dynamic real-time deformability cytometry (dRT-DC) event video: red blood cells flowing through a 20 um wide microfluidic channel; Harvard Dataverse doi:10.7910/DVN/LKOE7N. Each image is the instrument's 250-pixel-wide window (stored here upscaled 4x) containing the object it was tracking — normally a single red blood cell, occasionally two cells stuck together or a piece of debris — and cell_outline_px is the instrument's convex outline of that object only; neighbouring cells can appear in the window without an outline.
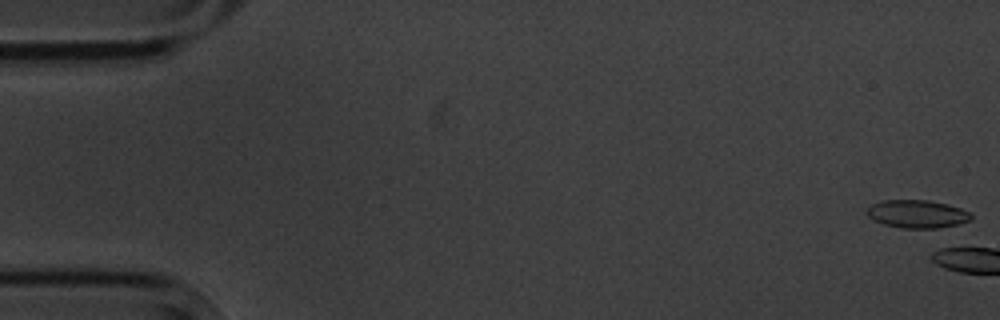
{"species": "common noctule bat (a hibernating species)", "species_latin": "Nyctalus noctula", "temperature_condition": "cold", "stored_images_in_passage": 6, "camera_frame_rate_fps": 3000, "um_per_image_px": 0.085, "animal": {"sex": "male", "body_mass_g": 20.1, "forearm_length_mm": 53.5}, "frame": {"image": 1, "passage_image": 1, "time_ms": 0.0, "image_size_px": [1000, 320], "cell_outline_px": [[972, 220], [956, 224], [936, 228], [900, 228], [884, 224], [868, 216], [868, 208], [872, 204], [880, 200], [928, 200], [948, 204], [972, 212]], "centroid_in_image_um": [77.99, 18.18], "position_along_channel_um": 7.0, "area_um2": 16.94}}